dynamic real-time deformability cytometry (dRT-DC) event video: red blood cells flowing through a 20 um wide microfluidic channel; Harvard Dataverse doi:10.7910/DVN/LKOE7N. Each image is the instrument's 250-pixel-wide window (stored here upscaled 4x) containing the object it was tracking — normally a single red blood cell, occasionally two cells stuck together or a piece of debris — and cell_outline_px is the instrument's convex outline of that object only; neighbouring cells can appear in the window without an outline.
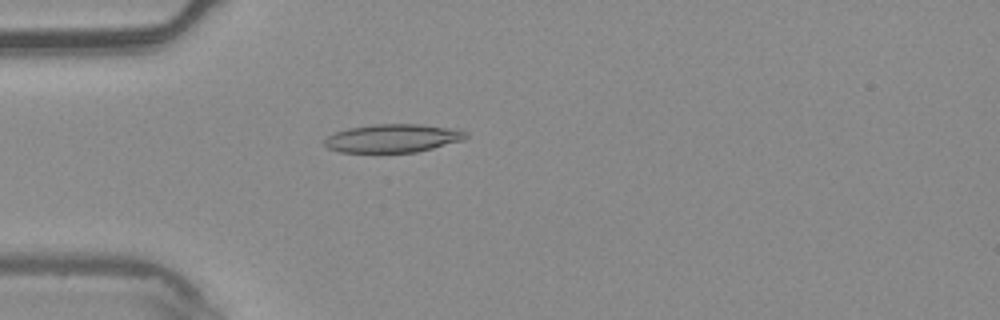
{"species": "common noctule bat (a hibernating species)", "species_latin": "Nyctalus noctula", "temperature_condition": "warm", "stored_images_in_passage": 1, "camera_frame_rate_fps": 3000, "um_per_image_px": 0.085, "animal": {"sex": "male", "body_mass_g": 20.4}, "frame": {"image": 1, "passage_image": 1, "time_ms": 0.0, "image_size_px": [1000, 320], "cell_outline_px": [[468, 136], [464, 140], [416, 152], [340, 152], [328, 148], [324, 144], [324, 140], [328, 136], [336, 132], [348, 128], [372, 124], [420, 124], [464, 128], [468, 132]], "centroid_in_image_um": [33.47, 11.73], "position_along_channel_um": 51.5, "area_um2": 23.64}}